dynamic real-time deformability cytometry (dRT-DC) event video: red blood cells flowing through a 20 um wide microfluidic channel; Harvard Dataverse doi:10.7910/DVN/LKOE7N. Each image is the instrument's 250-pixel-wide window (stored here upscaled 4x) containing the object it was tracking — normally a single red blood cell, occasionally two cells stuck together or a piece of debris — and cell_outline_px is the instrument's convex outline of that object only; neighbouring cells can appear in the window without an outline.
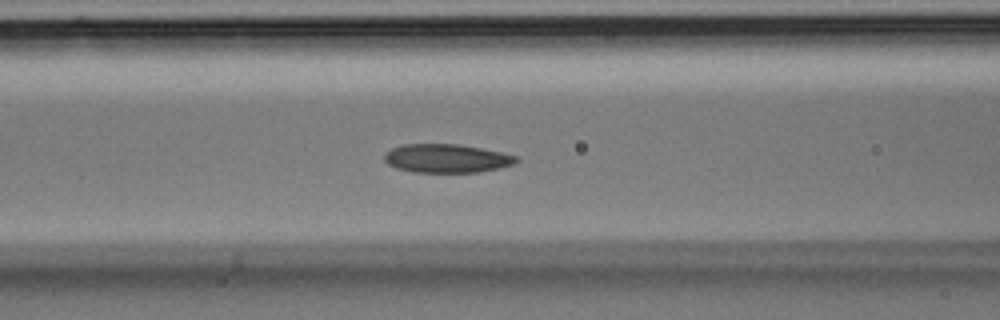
{"species": "Egyptian fruit bat (a non-hibernating species)", "species_latin": "Rousettus aegyptiacus", "temperature_condition": "room temperature", "stored_images_in_passage": 24, "camera_frame_rate_fps": 3000, "um_per_image_px": 0.085, "animal": {"sex": "male"}, "frame": {"image": 1, "passage_image": 5, "time_ms": 1.333, "image_size_px": [1000, 320], "cell_outline_px": [[520, 160], [516, 164], [476, 172], [412, 172], [396, 168], [388, 164], [384, 160], [384, 156], [392, 148], [404, 144], [456, 144], [480, 148], [500, 152], [516, 156]], "centroid_in_image_um": [37.95, 13.46], "position_along_channel_um": 128.6, "area_um2": 21.79}}
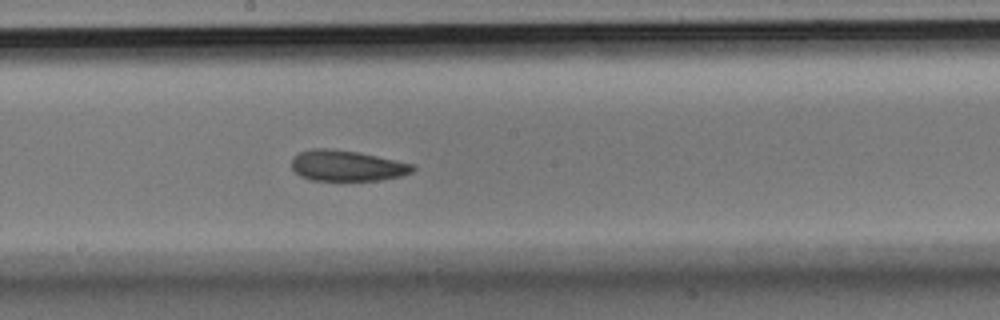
{"frame": {"image": 2, "passage_image": 10, "time_ms": 3.0, "image_size_px": [1000, 320], "cell_outline_px": [[416, 168], [412, 172], [400, 176], [380, 180], [312, 180], [300, 176], [292, 168], [292, 160], [300, 152], [312, 148], [328, 148], [360, 152], [416, 164]], "centroid_in_image_um": [29.53, 14.08], "position_along_channel_um": 218.7, "area_um2": 21.79}}
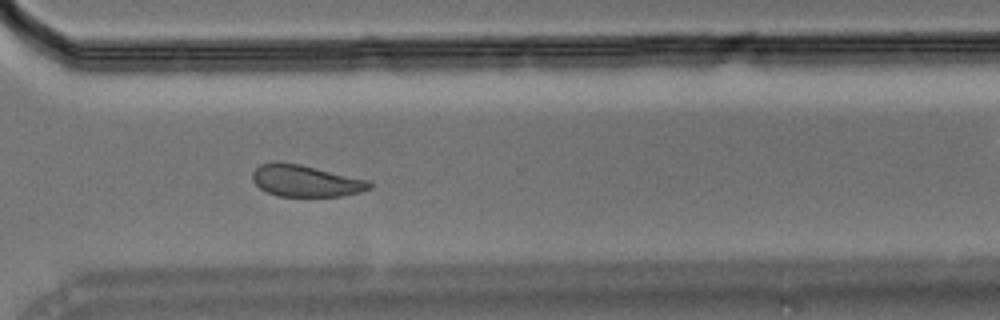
{"frame": {"image": 3, "passage_image": 17, "time_ms": 5.333, "image_size_px": [1000, 320], "cell_outline_px": [[372, 188], [360, 192], [340, 196], [280, 196], [268, 192], [260, 188], [252, 180], [252, 172], [260, 164], [300, 164], [372, 180]], "centroid_in_image_um": [26.07, 15.39], "position_along_channel_um": 344.5, "area_um2": 21.33}}